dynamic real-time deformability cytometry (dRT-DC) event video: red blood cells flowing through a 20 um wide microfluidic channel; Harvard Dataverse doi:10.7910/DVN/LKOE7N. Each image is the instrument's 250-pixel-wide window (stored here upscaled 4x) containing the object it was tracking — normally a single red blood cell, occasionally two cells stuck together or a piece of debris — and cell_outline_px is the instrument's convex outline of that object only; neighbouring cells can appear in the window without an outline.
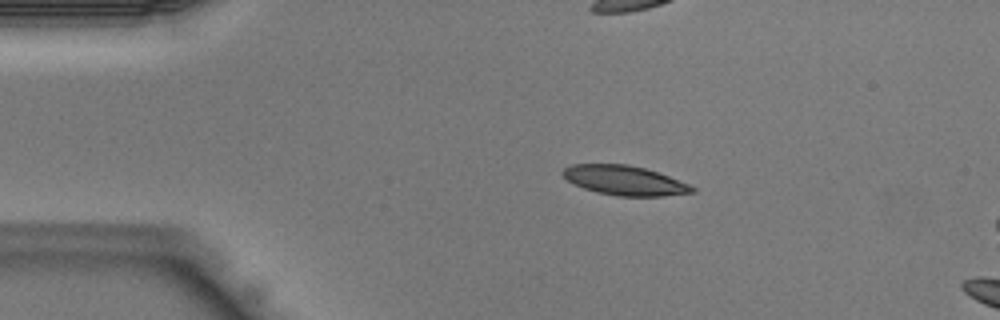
{"species": "Egyptian fruit bat (a non-hibernating species)", "species_latin": "Rousettus aegyptiacus", "temperature_condition": "warm", "stored_images_in_passage": 5, "camera_frame_rate_fps": 3000, "um_per_image_px": 0.085, "animal": {"sex": "male"}, "frame": {"image": 1, "passage_image": 1, "time_ms": 0.0, "image_size_px": [1000, 320], "cell_outline_px": [[696, 192], [664, 196], [616, 196], [596, 192], [572, 184], [560, 172], [564, 168], [572, 164], [628, 164], [644, 168], [668, 176], [688, 184], [696, 188]], "centroid_in_image_um": [53.07, 15.34], "position_along_channel_um": 31.9, "area_um2": 22.25}}